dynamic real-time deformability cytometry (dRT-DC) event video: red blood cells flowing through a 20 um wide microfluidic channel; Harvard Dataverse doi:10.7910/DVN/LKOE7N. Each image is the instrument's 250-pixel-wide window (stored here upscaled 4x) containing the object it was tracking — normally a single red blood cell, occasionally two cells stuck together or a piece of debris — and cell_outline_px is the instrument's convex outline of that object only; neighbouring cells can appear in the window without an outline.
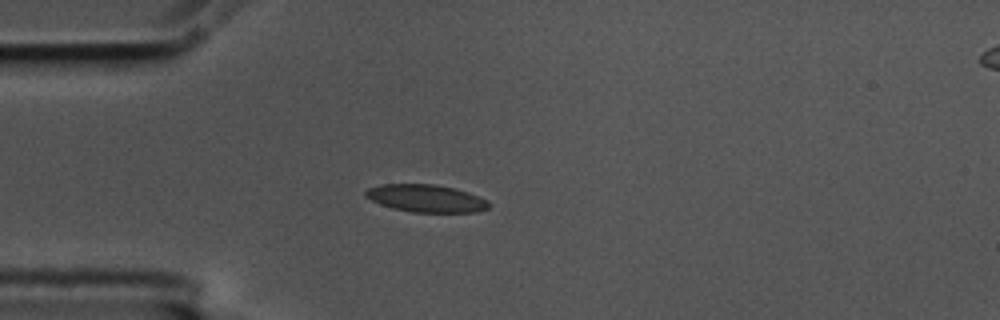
{"species": "common noctule bat (a hibernating species)", "species_latin": "Nyctalus noctula", "temperature_condition": "cold", "stored_images_in_passage": 4, "camera_frame_rate_fps": 3000, "um_per_image_px": 0.085, "animal": {"sex": "male", "body_mass_g": 17.5, "forearm_length_mm": 52.3}, "frame": {"image": 1, "passage_image": 1, "time_ms": 0.0, "image_size_px": [1000, 320], "cell_outline_px": [[492, 204], [488, 208], [476, 212], [412, 212], [392, 208], [380, 204], [364, 196], [364, 192], [368, 188], [380, 184], [436, 184], [456, 188], [468, 192], [488, 200]], "centroid_in_image_um": [36.23, 16.85], "position_along_channel_um": 48.8, "area_um2": 19.94}}